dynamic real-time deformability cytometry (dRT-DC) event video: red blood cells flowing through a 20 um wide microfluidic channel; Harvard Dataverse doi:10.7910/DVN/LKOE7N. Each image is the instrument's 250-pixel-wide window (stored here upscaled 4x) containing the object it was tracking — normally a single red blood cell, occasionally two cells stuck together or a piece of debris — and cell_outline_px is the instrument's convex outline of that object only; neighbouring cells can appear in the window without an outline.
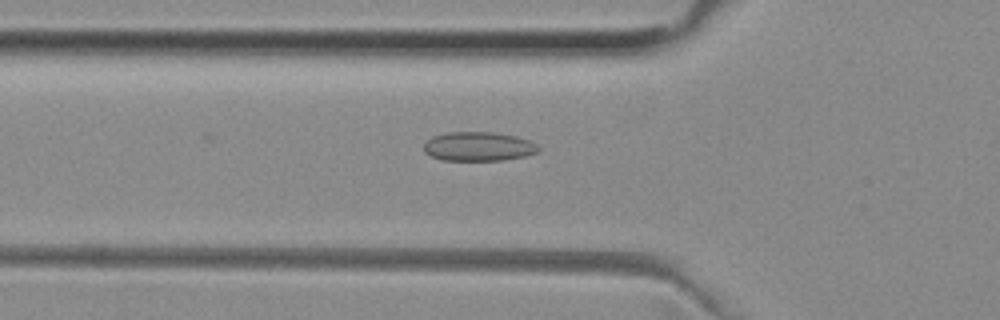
{"species": "common noctule bat (a hibernating species)", "species_latin": "Nyctalus noctula", "temperature_condition": "room temperature", "stored_images_in_passage": 32, "camera_frame_rate_fps": 3000, "um_per_image_px": 0.085, "animal": {"sex": "female", "body_mass_g": 29.2, "forearm_length_mm": 56.3}, "frame": {"image": 1, "passage_image": 2, "time_ms": 0.333, "image_size_px": [1000, 320], "cell_outline_px": [[540, 148], [536, 152], [524, 156], [500, 160], [444, 160], [432, 156], [424, 152], [424, 144], [432, 136], [448, 132], [496, 132], [516, 136], [528, 140], [536, 144]], "centroid_in_image_um": [40.65, 12.44], "position_along_channel_um": 85.1, "area_um2": 19.31}}
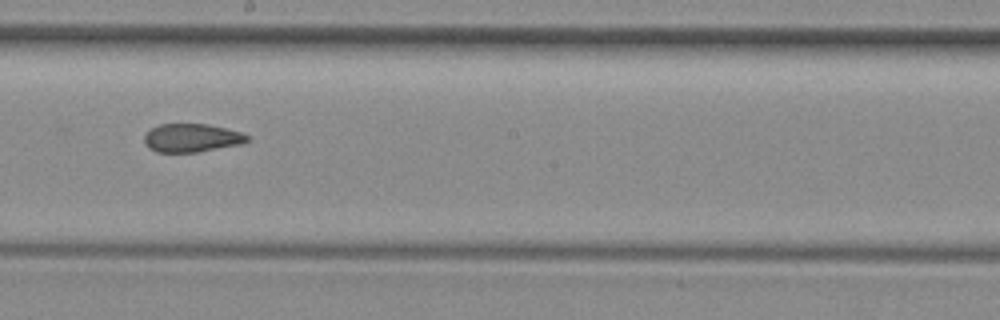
{"frame": {"image": 2, "passage_image": 13, "time_ms": 4.0, "image_size_px": [1000, 320], "cell_outline_px": [[248, 140], [240, 144], [196, 152], [156, 152], [148, 148], [144, 144], [144, 136], [152, 128], [160, 124], [208, 124], [240, 132], [248, 136]], "centroid_in_image_um": [16.24, 11.72], "position_along_channel_um": 232.0, "area_um2": 16.82}}
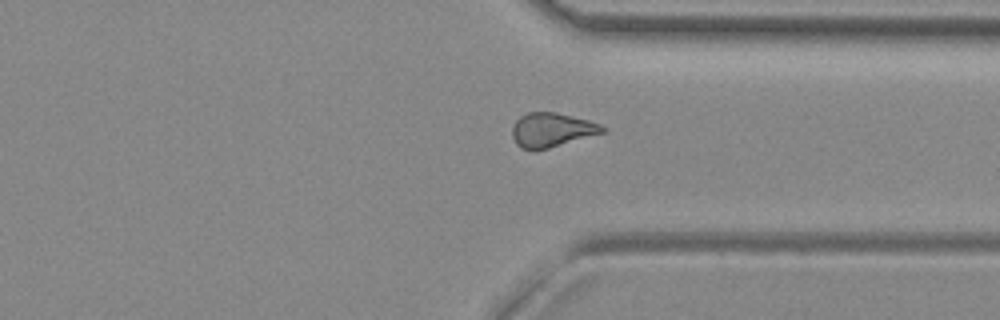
{"frame": {"image": 3, "passage_image": 23, "time_ms": 7.333, "image_size_px": [1000, 320], "cell_outline_px": [[604, 132], [536, 152], [532, 152], [520, 148], [516, 144], [512, 136], [512, 128], [516, 120], [520, 116], [528, 112], [556, 112], [588, 120], [600, 124], [604, 128]], "centroid_in_image_um": [46.83, 11.07], "position_along_channel_um": 364.6, "area_um2": 18.15}}